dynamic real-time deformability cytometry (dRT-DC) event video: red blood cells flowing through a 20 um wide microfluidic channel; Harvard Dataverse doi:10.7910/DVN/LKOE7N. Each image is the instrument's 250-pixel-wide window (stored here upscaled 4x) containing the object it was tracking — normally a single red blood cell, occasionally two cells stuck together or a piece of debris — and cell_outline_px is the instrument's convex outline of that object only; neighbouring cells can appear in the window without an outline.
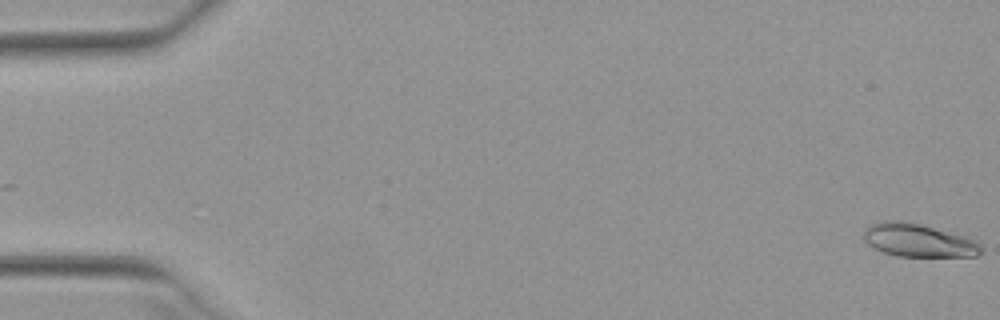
{"species": "Egyptian fruit bat (a non-hibernating species)", "species_latin": "Rousettus aegyptiacus", "temperature_condition": "warm", "stored_images_in_passage": 52, "camera_frame_rate_fps": 3000, "um_per_image_px": 0.085, "animal": {"sex": "female"}, "frame": {"image": 1, "passage_image": 1, "time_ms": 0.0, "image_size_px": [1000, 320], "cell_outline_px": [[984, 252], [976, 256], [896, 256], [884, 252], [868, 244], [864, 240], [864, 228], [868, 224], [880, 220], [900, 220], [920, 224], [968, 236], [980, 244]], "centroid_in_image_um": [78.06, 20.41], "position_along_channel_um": 6.9, "area_um2": 22.95}}
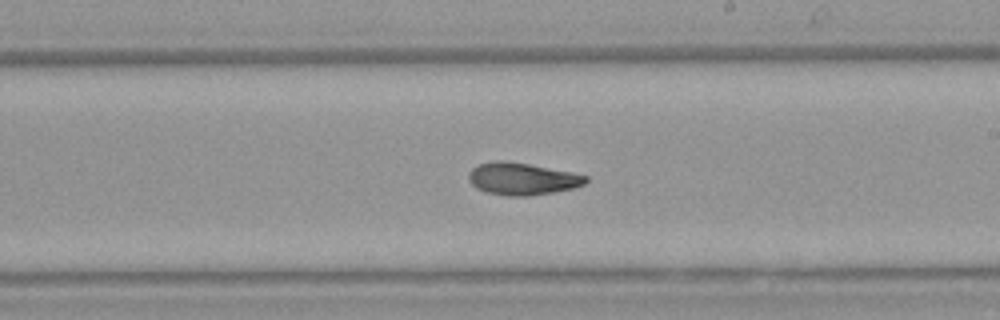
{"frame": {"image": 2, "passage_image": 31, "time_ms": 10.0, "image_size_px": [1000, 320], "cell_outline_px": [[588, 180], [584, 184], [572, 188], [552, 192], [528, 196], [508, 196], [488, 192], [476, 188], [468, 180], [468, 172], [472, 168], [480, 164], [496, 160], [504, 160], [528, 164], [572, 172], [588, 176]], "centroid_in_image_um": [44.36, 15.19], "position_along_channel_um": 244.6, "area_um2": 21.85}}
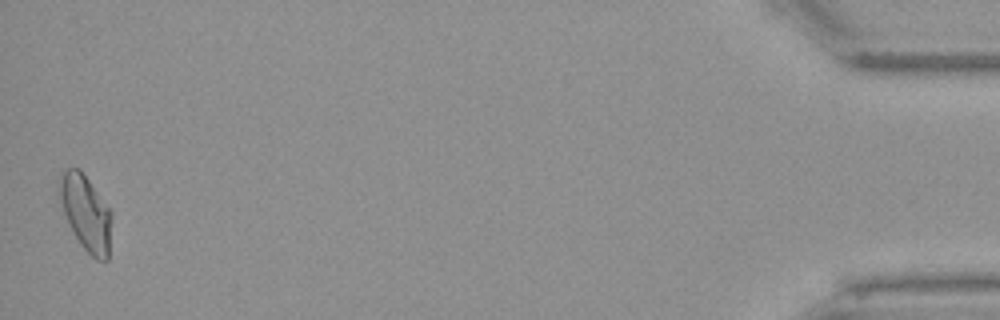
{"frame": {"image": 3, "passage_image": 52, "time_ms": 17.0, "image_size_px": [1000, 320], "cell_outline_px": [[112, 220], [108, 260], [96, 260], [80, 244], [64, 212], [60, 200], [60, 172], [64, 168], [80, 168], [112, 212]], "centroid_in_image_um": [7.33, 18.08], "position_along_channel_um": 427.9, "area_um2": 22.66}, "authors_computed_cell_mechanics": {"area_um2": 21.8484, "velocity_mm_per_s": 3.942, "shape_relaxation_time_tau1_ms": 7.7011, "shape_relaxation_time_tau2_ms": 3.5497, "deformation_change_tau1": 0.2419, "deformation_change_tau2": 0.1064}}